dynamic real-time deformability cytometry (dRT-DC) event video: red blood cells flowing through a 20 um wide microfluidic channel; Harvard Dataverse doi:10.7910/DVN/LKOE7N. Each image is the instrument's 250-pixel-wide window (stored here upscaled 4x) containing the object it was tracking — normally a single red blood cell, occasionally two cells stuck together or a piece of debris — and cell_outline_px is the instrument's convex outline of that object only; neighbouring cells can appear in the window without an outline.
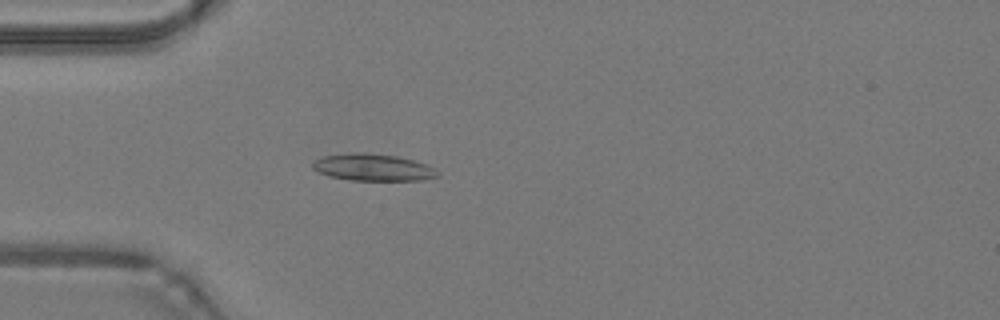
{"species": "common noctule bat (a hibernating species)", "species_latin": "Nyctalus noctula", "temperature_condition": "warm", "stored_images_in_passage": 47, "camera_frame_rate_fps": 3000, "um_per_image_px": 0.085, "animal": {"sex": "male", "body_mass_g": 19.2, "forearm_length_mm": 51.8}, "frame": {"image": 1, "passage_image": 13, "time_ms": 4.0, "image_size_px": [1000, 320], "cell_outline_px": [[440, 176], [424, 180], [352, 180], [328, 176], [312, 168], [312, 160], [324, 156], [352, 152], [364, 152], [396, 156], [428, 164], [440, 172]], "centroid_in_image_um": [31.72, 14.22], "position_along_channel_um": 53.3, "area_um2": 19.77}}
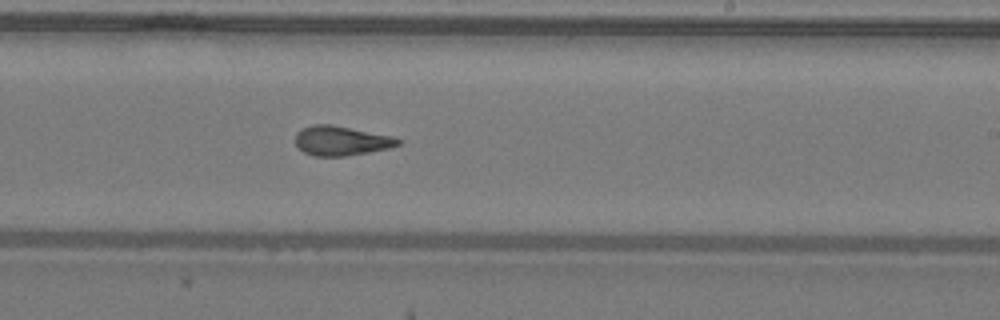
{"frame": {"image": 2, "passage_image": 28, "time_ms": 9.0, "image_size_px": [1000, 320], "cell_outline_px": [[400, 144], [388, 148], [368, 152], [344, 156], [312, 156], [304, 152], [296, 144], [296, 132], [300, 128], [312, 124], [328, 124], [392, 136], [400, 140]], "centroid_in_image_um": [28.95, 11.96], "position_along_channel_um": 260.1, "area_um2": 17.46}}
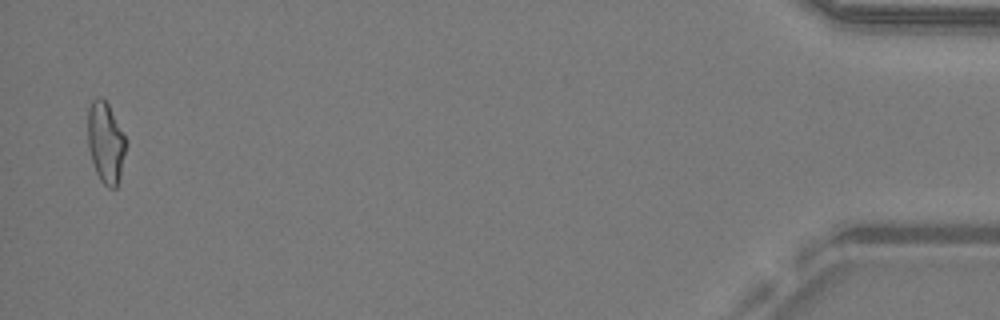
{"frame": {"image": 3, "passage_image": 46, "time_ms": 15.0, "image_size_px": [1000, 320], "cell_outline_px": [[128, 144], [120, 176], [116, 188], [108, 188], [100, 180], [96, 172], [88, 148], [88, 108], [92, 100], [96, 96], [100, 96], [108, 104]], "centroid_in_image_um": [8.98, 12.12], "position_along_channel_um": 426.2, "area_um2": 18.03}, "authors_computed_cell_mechanics": {"area_um2": 17.6868, "velocity_mm_per_s": 4.2981, "shape_relaxation_time_tau1_ms": null, "shape_relaxation_time_tau2_ms": 2.134, "deformation_change_tau1": null, "deformation_change_tau2": 0.1201}}